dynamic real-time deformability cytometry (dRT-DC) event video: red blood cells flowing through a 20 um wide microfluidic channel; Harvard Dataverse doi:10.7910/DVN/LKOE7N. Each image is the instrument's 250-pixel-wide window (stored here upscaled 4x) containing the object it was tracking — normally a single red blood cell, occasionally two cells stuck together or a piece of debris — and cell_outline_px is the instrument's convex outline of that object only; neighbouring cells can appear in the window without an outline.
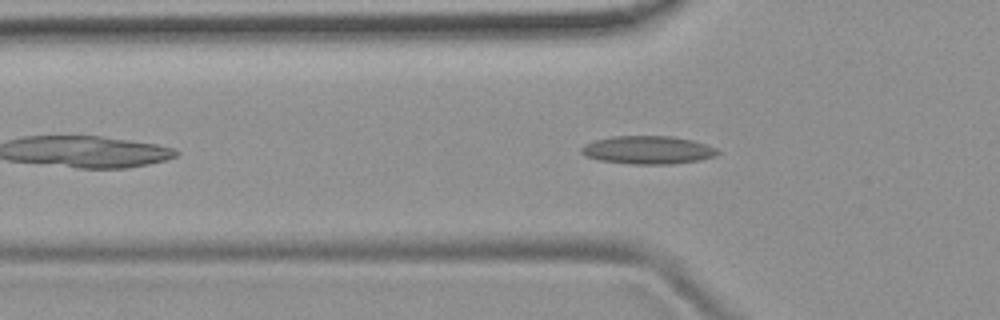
{"species": "common noctule bat (a hibernating species)", "species_latin": "Nyctalus noctula", "temperature_condition": "room temperature", "stored_images_in_passage": 44, "camera_frame_rate_fps": 3000, "um_per_image_px": 0.085, "animal": {"sex": "female", "body_mass_g": 19.9}, "frame": {"image": 1, "passage_image": 7, "time_ms": 2.0, "image_size_px": [1000, 320], "cell_outline_px": [[720, 152], [716, 156], [700, 160], [672, 164], [632, 164], [600, 160], [588, 156], [580, 152], [580, 148], [584, 144], [596, 140], [612, 136], [672, 136], [692, 140], [716, 148]], "centroid_in_image_um": [55.08, 12.75], "position_along_channel_um": 70.7, "area_um2": 22.25}}
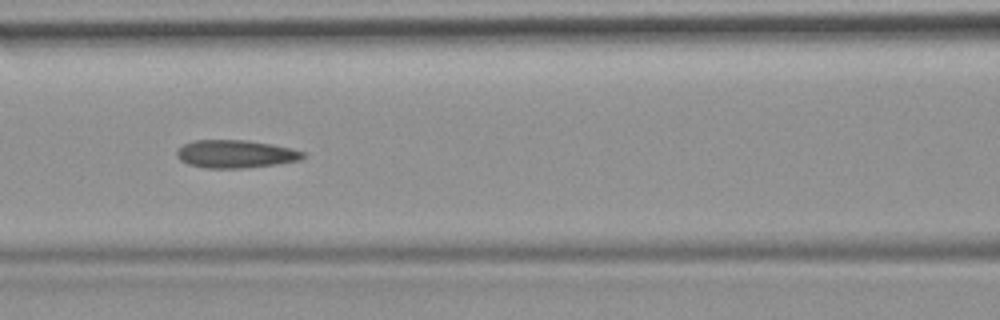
{"frame": {"image": 2, "passage_image": 13, "time_ms": 4.0, "image_size_px": [1000, 320], "cell_outline_px": [[308, 156], [300, 160], [276, 164], [244, 168], [204, 168], [188, 164], [180, 160], [176, 156], [176, 148], [184, 144], [196, 140], [248, 140], [272, 144], [292, 148], [304, 152]], "centroid_in_image_um": [20.02, 13.08], "position_along_channel_um": 146.6, "area_um2": 20.75}}
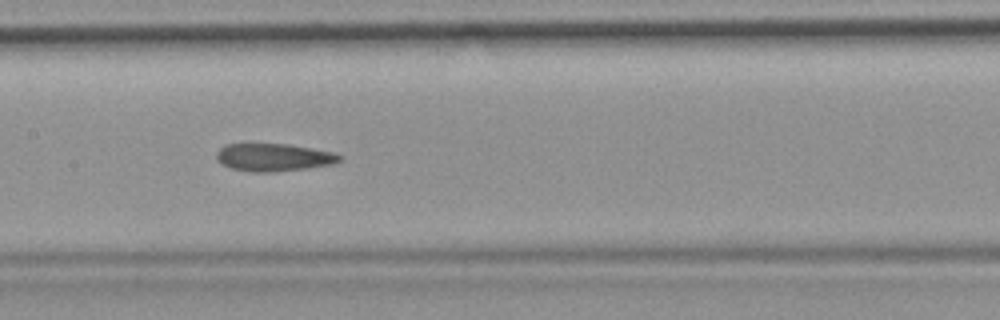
{"frame": {"image": 3, "passage_image": 16, "time_ms": 5.0, "image_size_px": [1000, 320], "cell_outline_px": [[344, 156], [340, 160], [332, 164], [308, 168], [272, 172], [252, 172], [232, 168], [216, 160], [216, 152], [224, 144], [288, 144], [336, 152]], "centroid_in_image_um": [23.29, 13.37], "position_along_channel_um": 184.1, "area_um2": 19.94}, "authors_computed_cell_mechanics": {"area_um2": 21.0103, "velocity_mm_per_s": 3.7822, "shape_relaxation_time_tau1_ms": null, "shape_relaxation_time_tau2_ms": 2.744, "deformation_change_tau1": null, "deformation_change_tau2": 0.1018}}